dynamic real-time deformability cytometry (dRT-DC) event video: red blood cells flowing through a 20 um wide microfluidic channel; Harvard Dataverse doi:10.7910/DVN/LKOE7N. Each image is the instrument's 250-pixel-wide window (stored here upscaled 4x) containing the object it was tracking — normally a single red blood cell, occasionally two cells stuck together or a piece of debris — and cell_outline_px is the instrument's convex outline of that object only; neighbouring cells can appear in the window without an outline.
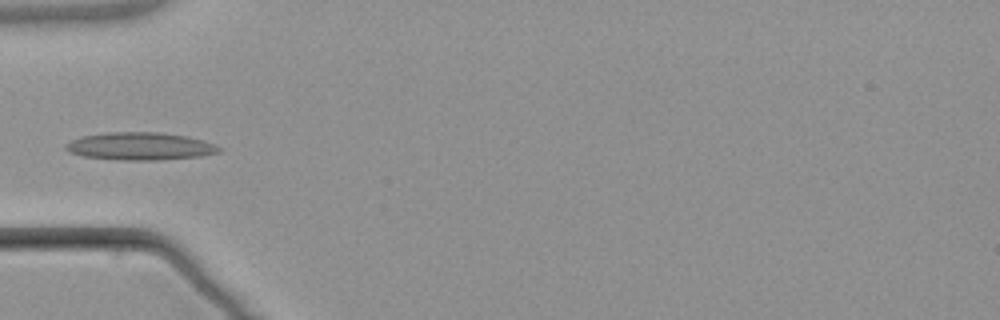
{"species": "common noctule bat (a hibernating species)", "species_latin": "Nyctalus noctula", "temperature_condition": "warm", "stored_images_in_passage": 5, "camera_frame_rate_fps": 3000, "um_per_image_px": 0.085, "animal": {"sex": "male", "body_mass_g": 21.5, "forearm_length_mm": 52.0}, "frame": {"image": 1, "passage_image": 5, "time_ms": 4.667, "image_size_px": [1000, 320], "cell_outline_px": [[220, 152], [200, 156], [156, 160], [124, 160], [84, 156], [68, 152], [64, 148], [64, 144], [80, 136], [108, 132], [160, 132], [188, 136], [204, 140], [220, 148]], "centroid_in_image_um": [11.87, 12.42], "position_along_channel_um": 73.1, "area_um2": 24.68}}